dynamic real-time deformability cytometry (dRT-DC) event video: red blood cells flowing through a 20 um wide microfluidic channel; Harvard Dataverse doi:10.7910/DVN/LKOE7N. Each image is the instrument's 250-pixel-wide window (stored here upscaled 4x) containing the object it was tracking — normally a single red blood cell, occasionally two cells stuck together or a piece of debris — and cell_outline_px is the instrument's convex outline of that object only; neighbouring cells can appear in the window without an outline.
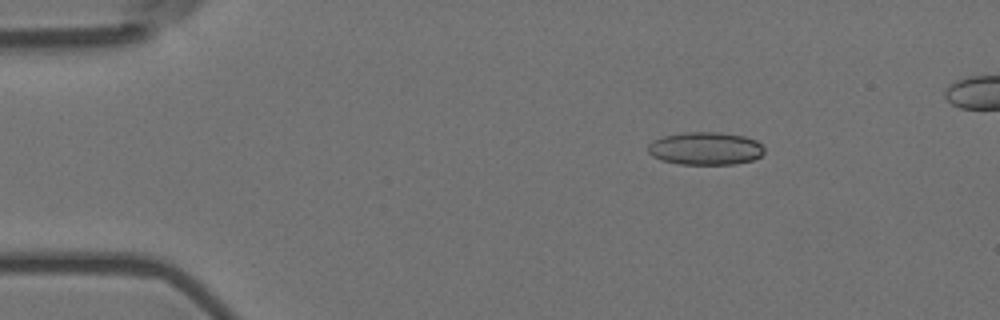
{"species": "Egyptian fruit bat (a non-hibernating species)", "species_latin": "Rousettus aegyptiacus", "temperature_condition": "room temperature", "stored_images_in_passage": 4, "camera_frame_rate_fps": 3000, "um_per_image_px": 0.085, "animal": {"sex": "female"}, "frame": {"image": 1, "passage_image": 1, "time_ms": 0.0, "image_size_px": [1000, 320], "cell_outline_px": [[764, 152], [760, 156], [752, 160], [736, 164], [680, 164], [660, 160], [652, 156], [648, 152], [648, 144], [664, 136], [684, 132], [720, 132], [744, 136], [756, 140], [764, 148]], "centroid_in_image_um": [59.97, 12.62], "position_along_channel_um": 25.0, "area_um2": 22.25}}